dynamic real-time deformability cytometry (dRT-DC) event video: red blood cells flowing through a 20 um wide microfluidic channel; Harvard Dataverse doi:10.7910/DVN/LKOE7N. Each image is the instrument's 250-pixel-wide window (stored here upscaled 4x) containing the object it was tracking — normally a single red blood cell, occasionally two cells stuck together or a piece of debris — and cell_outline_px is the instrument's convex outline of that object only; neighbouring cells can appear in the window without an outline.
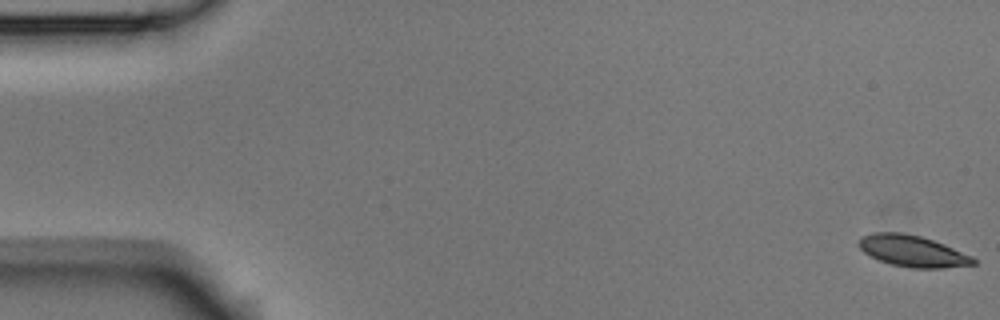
{"species": "Egyptian fruit bat (a non-hibernating species)", "species_latin": "Rousettus aegyptiacus", "temperature_condition": "room temperature", "stored_images_in_passage": 5, "segment_of_instrument_passage": [1, 2], "camera_frame_rate_fps": 3000, "um_per_image_px": 0.085, "animal": {"sex": "male"}, "frame": {"image": 1, "passage_image": 1, "time_ms": 0.0, "image_size_px": [1000, 320], "cell_outline_px": [[976, 264], [944, 268], [912, 268], [892, 264], [880, 260], [864, 252], [856, 244], [860, 236], [872, 232], [900, 232], [920, 236], [944, 244], [972, 256], [976, 260]], "centroid_in_image_um": [77.54, 21.33], "position_along_channel_um": 7.5, "area_um2": 20.92}}
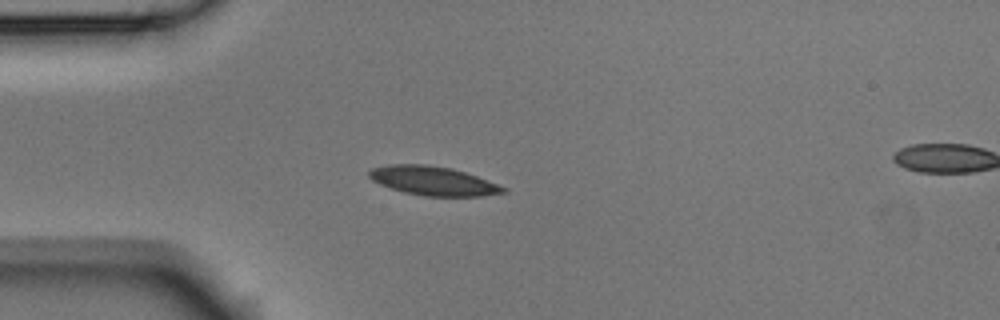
{"frame": {"image": 2, "passage_image": 4, "time_ms": 1.0, "image_size_px": [1000, 320], "cell_outline_px": [[508, 192], [484, 196], [424, 196], [404, 192], [380, 184], [372, 180], [368, 176], [368, 172], [372, 168], [388, 164], [428, 164], [452, 168], [476, 176], [508, 188]], "centroid_in_image_um": [36.82, 15.37], "position_along_channel_um": 48.2, "area_um2": 22.72}}